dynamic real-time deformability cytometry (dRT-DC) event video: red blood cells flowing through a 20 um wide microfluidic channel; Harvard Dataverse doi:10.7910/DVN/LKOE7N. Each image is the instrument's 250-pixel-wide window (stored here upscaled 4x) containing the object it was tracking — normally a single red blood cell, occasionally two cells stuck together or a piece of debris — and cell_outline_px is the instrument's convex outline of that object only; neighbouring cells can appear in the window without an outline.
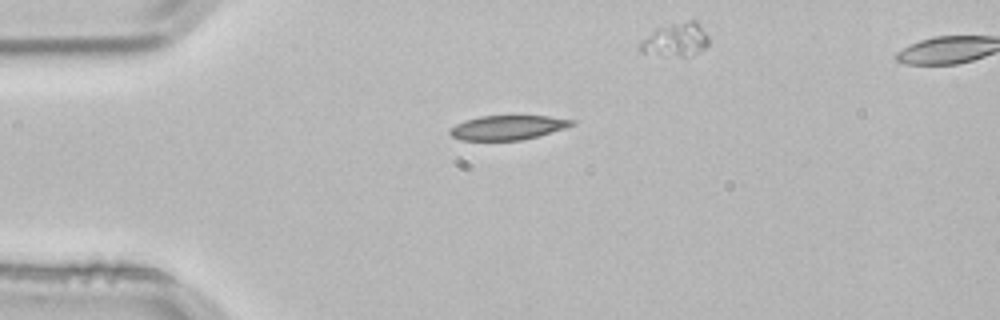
{"species": "common noctule bat (a hibernating species)", "species_latin": "Nyctalus noctula", "temperature_condition": "room temperature", "stored_images_in_passage": 3, "camera_frame_rate_fps": 3000, "um_per_image_px": 0.085, "animal": {"sex": "male", "body_mass_g": 21.5, "forearm_length_mm": 52.0}, "frame": {"image": 1, "passage_image": 1, "time_ms": 0.0, "image_size_px": [1000, 320], "cell_outline_px": [[576, 124], [564, 128], [536, 136], [520, 140], [460, 140], [452, 136], [448, 132], [456, 124], [464, 120], [480, 116], [548, 116], [576, 120]], "centroid_in_image_um": [43.15, 10.83], "position_along_channel_um": 41.9, "area_um2": 17.17}}
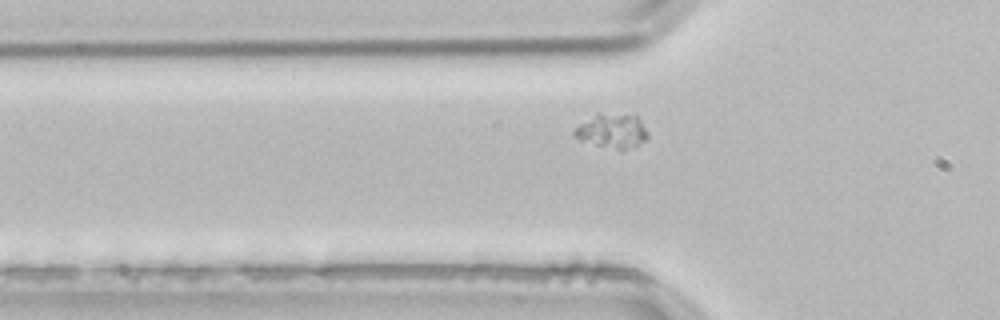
{"frame": {"image": 2, "passage_image": 3, "time_ms": 0.667, "image_size_px": [1000, 320], "cell_outline_px": [[648, 136], [644, 140], [636, 144], [624, 148], [616, 148], [596, 144], [580, 140], [572, 132], [580, 124], [596, 112], [636, 112], [648, 132]], "centroid_in_image_um": [52.06, 11.01], "position_along_channel_um": 73.7, "area_um2": 14.8}}